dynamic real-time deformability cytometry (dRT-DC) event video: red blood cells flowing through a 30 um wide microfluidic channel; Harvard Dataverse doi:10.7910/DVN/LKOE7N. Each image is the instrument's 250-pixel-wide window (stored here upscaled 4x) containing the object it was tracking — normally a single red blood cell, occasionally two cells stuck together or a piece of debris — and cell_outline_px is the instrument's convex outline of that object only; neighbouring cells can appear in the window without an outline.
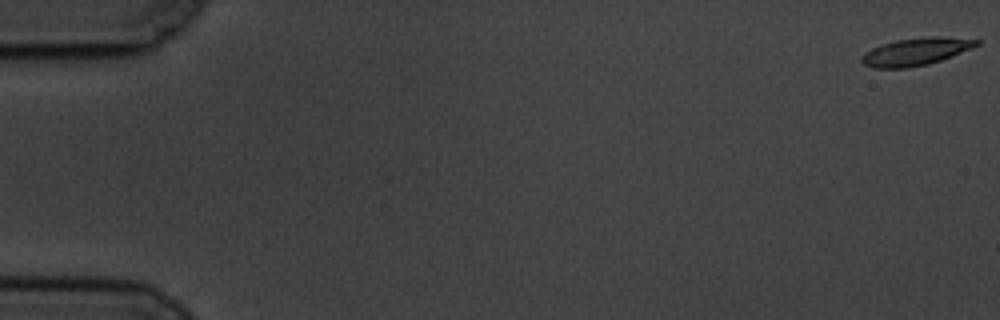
{"species": "common noctule bat (a hibernating species)", "species_latin": "Nyctalus noctula", "temperature_condition": "cold", "stored_images_in_passage": 57, "camera_frame_rate_fps": 3000, "um_per_image_px": 0.085, "animal": {"sex": "male", "body_mass_g": 19.5, "forearm_length_mm": 54.6}, "frame": {"image": 1, "passage_image": 1, "time_ms": 0.0, "image_size_px": [1000, 320], "cell_outline_px": [[980, 44], [972, 48], [940, 60], [928, 64], [908, 68], [872, 68], [864, 64], [860, 60], [860, 56], [864, 52], [872, 48], [896, 40], [932, 36], [936, 36], [980, 40]], "centroid_in_image_um": [77.81, 4.4], "position_along_channel_um": 7.2, "area_um2": 18.26}}
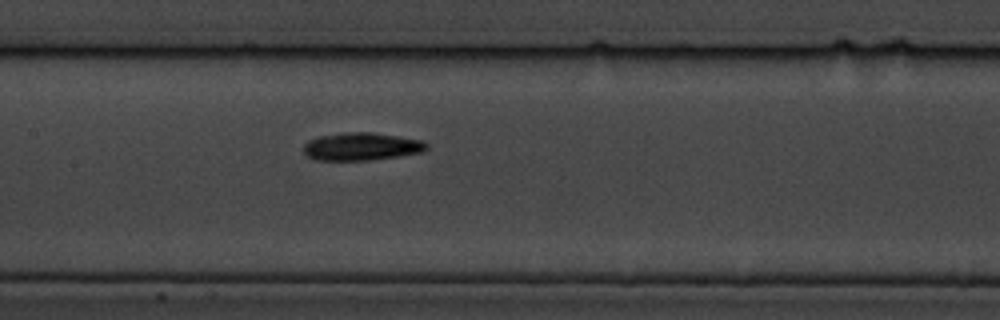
{"frame": {"image": 2, "passage_image": 29, "time_ms": 9.333, "image_size_px": [1000, 320], "cell_outline_px": [[428, 148], [424, 152], [400, 156], [368, 160], [316, 160], [308, 156], [304, 152], [304, 144], [308, 140], [320, 136], [344, 132], [372, 132], [420, 140], [428, 144]], "centroid_in_image_um": [30.73, 12.45], "position_along_channel_um": 176.7, "area_um2": 19.88}}
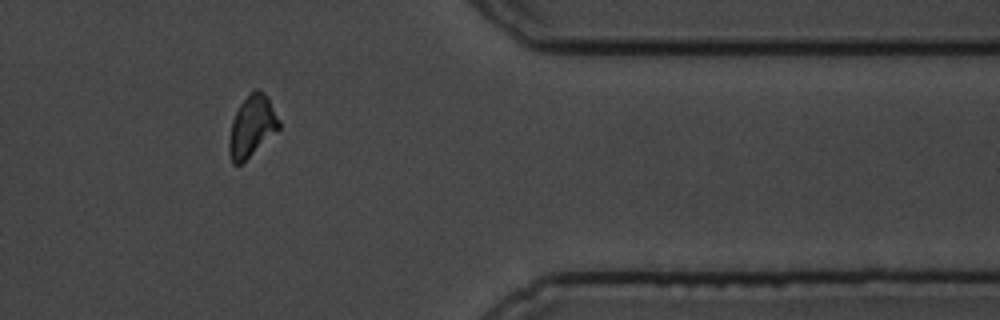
{"frame": {"image": 3, "passage_image": 49, "time_ms": 16.0, "image_size_px": [1000, 320], "cell_outline_px": [[280, 128], [240, 164], [232, 164], [228, 152], [228, 140], [232, 120], [240, 104], [256, 88], [264, 92], [268, 96], [280, 120]], "centroid_in_image_um": [21.4, 10.72], "position_along_channel_um": 390.0, "area_um2": 17.63}, "authors_computed_cell_mechanics": {"area_um2": 18.496, "velocity_mm_per_s": 3.4616, "shape_relaxation_time_tau1_ms": 5.0235, "shape_relaxation_time_tau2_ms": 8.5682, "deformation_change_tau1": 0.1227, "deformation_change_tau2": 0.1524}}